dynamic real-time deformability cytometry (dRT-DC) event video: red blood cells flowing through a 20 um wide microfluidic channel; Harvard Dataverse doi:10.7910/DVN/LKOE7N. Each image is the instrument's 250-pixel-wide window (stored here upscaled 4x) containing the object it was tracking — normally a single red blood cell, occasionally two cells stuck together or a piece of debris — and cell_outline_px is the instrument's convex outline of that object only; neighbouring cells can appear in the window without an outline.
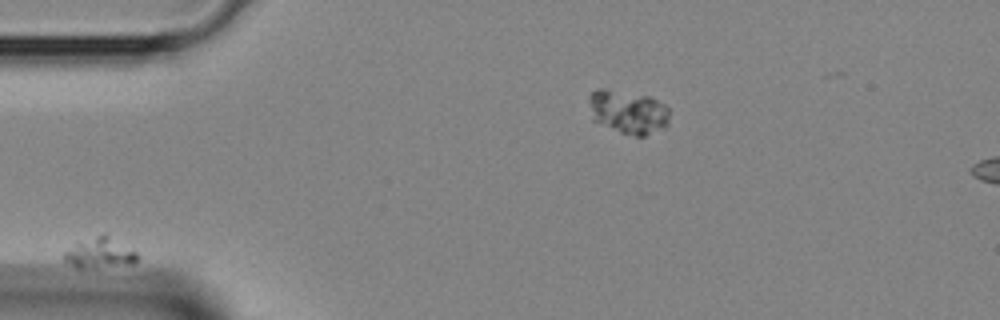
{"species": "Egyptian fruit bat (a non-hibernating species)", "species_latin": "Rousettus aegyptiacus", "temperature_condition": "room temperature", "stored_images_in_passage": 2, "camera_frame_rate_fps": 3000, "um_per_image_px": 0.085, "animal": {"sex": "female"}, "frame": {"image": 1, "passage_image": 1, "time_ms": 0.0, "image_size_px": [1000, 320], "cell_outline_px": [[140, 256], [132, 264], [80, 268], [76, 268], [64, 260], [64, 252], [76, 240], [104, 232], [136, 252]], "centroid_in_image_um": [8.43, 21.45], "position_along_channel_um": 76.6, "area_um2": 13.24}}